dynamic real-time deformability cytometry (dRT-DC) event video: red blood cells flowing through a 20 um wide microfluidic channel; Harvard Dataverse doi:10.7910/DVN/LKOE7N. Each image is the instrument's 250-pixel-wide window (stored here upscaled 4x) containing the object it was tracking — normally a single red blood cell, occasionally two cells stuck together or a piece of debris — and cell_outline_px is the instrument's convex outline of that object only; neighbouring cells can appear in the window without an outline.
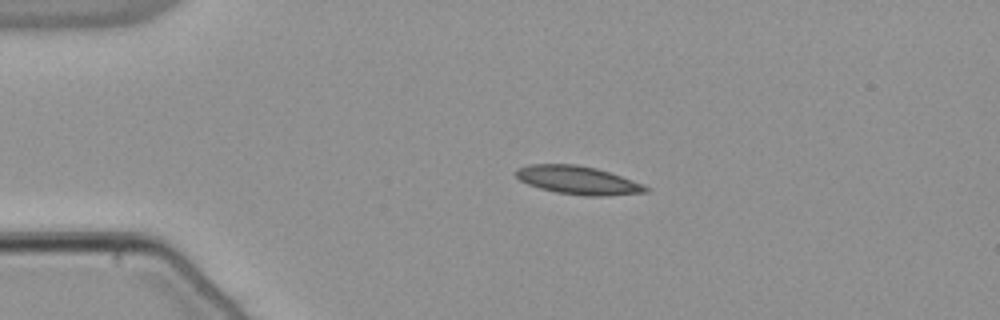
{"species": "common noctule bat (a hibernating species)", "species_latin": "Nyctalus noctula", "temperature_condition": "warm", "stored_images_in_passage": 43, "camera_frame_rate_fps": 3000, "um_per_image_px": 0.085, "animal": {"sex": "male", "body_mass_g": 21.5, "forearm_length_mm": 52.0}, "frame": {"image": 1, "passage_image": 1, "time_ms": 0.0, "image_size_px": [1000, 320], "cell_outline_px": [[652, 188], [648, 192], [604, 196], [584, 196], [556, 192], [540, 188], [528, 184], [520, 180], [516, 176], [516, 168], [528, 164], [576, 164], [596, 168], [644, 184]], "centroid_in_image_um": [49.14, 15.32], "position_along_channel_um": 35.9, "area_um2": 21.44}}
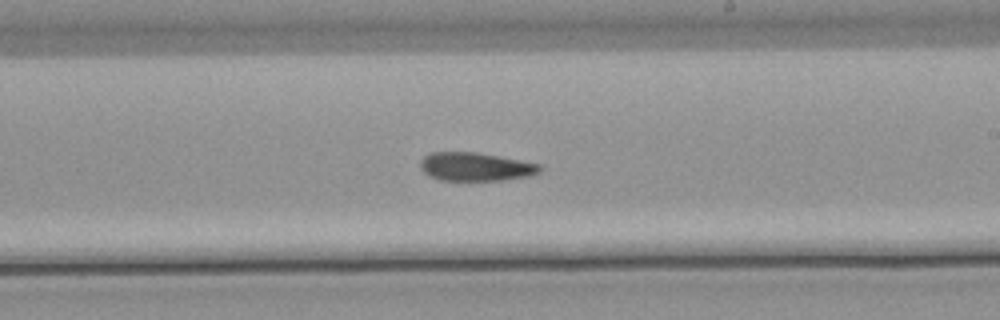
{"frame": {"image": 2, "passage_image": 21, "time_ms": 6.667, "image_size_px": [1000, 320], "cell_outline_px": [[540, 172], [528, 176], [500, 180], [440, 180], [428, 176], [420, 168], [420, 160], [424, 156], [432, 152], [476, 152], [540, 164]], "centroid_in_image_um": [40.37, 14.17], "position_along_channel_um": 248.6, "area_um2": 19.65}}
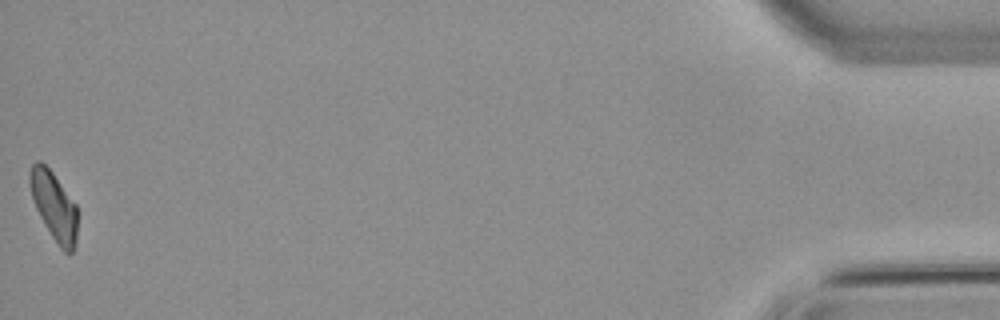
{"frame": {"image": 3, "passage_image": 43, "time_ms": 14.0, "image_size_px": [1000, 320], "cell_outline_px": [[76, 240], [72, 252], [64, 252], [60, 248], [52, 236], [40, 216], [36, 208], [32, 196], [28, 180], [28, 172], [32, 164], [36, 160], [40, 160], [52, 172], [76, 204]], "centroid_in_image_um": [4.56, 17.47], "position_along_channel_um": 430.6, "area_um2": 18.73}, "authors_computed_cell_mechanics": {"area_um2": 20.1722, "velocity_mm_per_s": 3.8194, "shape_relaxation_time_tau1_ms": null, "shape_relaxation_time_tau2_ms": 8.9657, "deformation_change_tau1": null, "deformation_change_tau2": 0.1752}}